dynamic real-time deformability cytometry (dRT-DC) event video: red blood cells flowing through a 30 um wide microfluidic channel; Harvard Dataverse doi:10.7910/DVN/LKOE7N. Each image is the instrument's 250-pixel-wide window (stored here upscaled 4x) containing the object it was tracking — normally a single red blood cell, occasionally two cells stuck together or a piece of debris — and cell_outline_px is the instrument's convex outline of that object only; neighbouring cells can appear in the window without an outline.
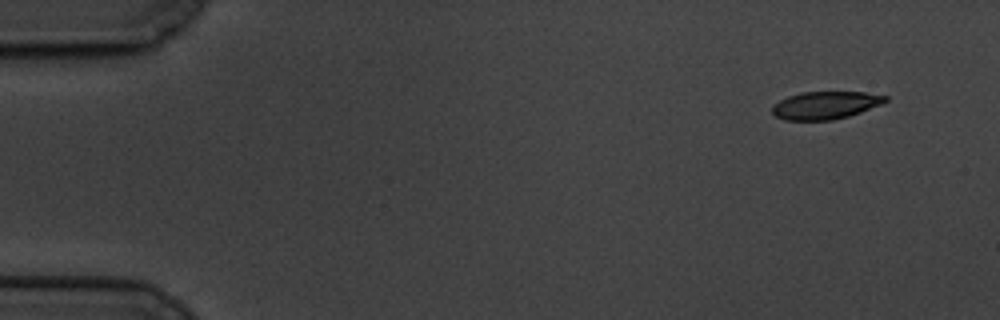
{"species": "common noctule bat (a hibernating species)", "species_latin": "Nyctalus noctula", "temperature_condition": "cold", "stored_images_in_passage": 6, "camera_frame_rate_fps": 3000, "um_per_image_px": 0.085, "animal": {"sex": "male", "body_mass_g": 19.5, "forearm_length_mm": 54.6}, "frame": {"image": 1, "passage_image": 1, "time_ms": 0.0, "image_size_px": [1000, 320], "cell_outline_px": [[888, 100], [880, 104], [860, 112], [848, 116], [832, 120], [784, 120], [776, 116], [772, 112], [772, 104], [788, 96], [800, 92], [864, 92], [888, 96]], "centroid_in_image_um": [70.13, 8.94], "position_along_channel_um": 14.9, "area_um2": 18.21}}
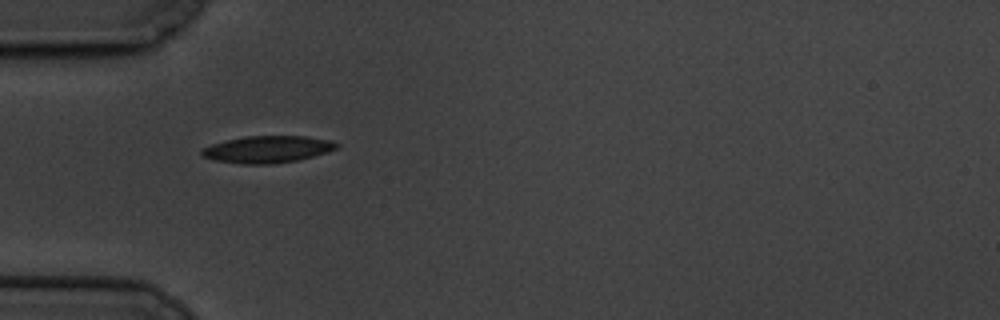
{"frame": {"image": 2, "passage_image": 5, "time_ms": 4.667, "image_size_px": [1000, 320], "cell_outline_px": [[340, 144], [336, 148], [328, 152], [296, 160], [272, 164], [244, 164], [216, 160], [204, 156], [200, 152], [204, 148], [212, 144], [244, 136], [304, 136], [328, 140]], "centroid_in_image_um": [22.75, 12.69], "position_along_channel_um": 62.2, "area_um2": 20.81}}
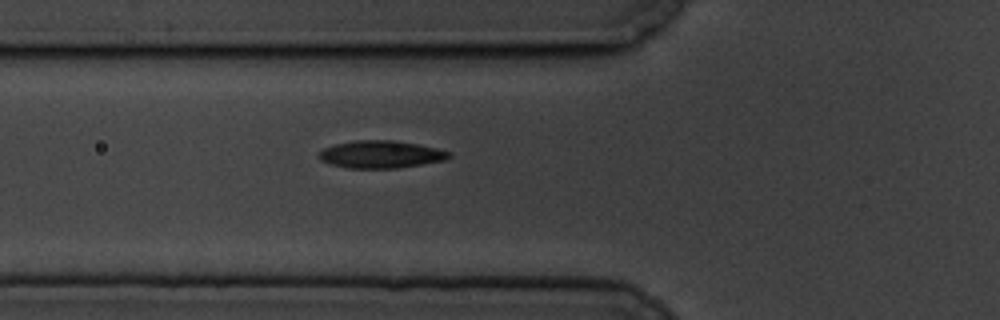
{"frame": {"image": 3, "passage_image": 6, "time_ms": 5.667, "image_size_px": [1000, 320], "cell_outline_px": [[452, 156], [444, 160], [396, 168], [348, 168], [332, 164], [320, 160], [316, 156], [324, 148], [336, 144], [356, 140], [396, 140], [436, 148], [452, 152]], "centroid_in_image_um": [32.36, 13.12], "position_along_channel_um": 93.4, "area_um2": 20.69}}